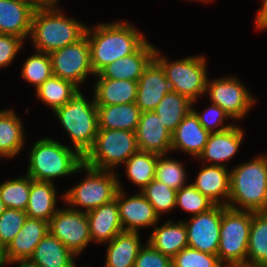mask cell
<instances>
[{
  "mask_svg": "<svg viewBox=\"0 0 267 267\" xmlns=\"http://www.w3.org/2000/svg\"><path fill=\"white\" fill-rule=\"evenodd\" d=\"M177 220L167 218V221L158 222L147 236V241L157 251L171 258L188 247L186 226L183 220Z\"/></svg>",
  "mask_w": 267,
  "mask_h": 267,
  "instance_id": "26",
  "label": "cell"
},
{
  "mask_svg": "<svg viewBox=\"0 0 267 267\" xmlns=\"http://www.w3.org/2000/svg\"><path fill=\"white\" fill-rule=\"evenodd\" d=\"M92 92L96 105L128 104L136 101L138 81L93 79Z\"/></svg>",
  "mask_w": 267,
  "mask_h": 267,
  "instance_id": "29",
  "label": "cell"
},
{
  "mask_svg": "<svg viewBox=\"0 0 267 267\" xmlns=\"http://www.w3.org/2000/svg\"><path fill=\"white\" fill-rule=\"evenodd\" d=\"M238 74L207 79L205 100L220 106L235 122H242L257 105V97L248 89Z\"/></svg>",
  "mask_w": 267,
  "mask_h": 267,
  "instance_id": "10",
  "label": "cell"
},
{
  "mask_svg": "<svg viewBox=\"0 0 267 267\" xmlns=\"http://www.w3.org/2000/svg\"><path fill=\"white\" fill-rule=\"evenodd\" d=\"M83 91L84 89H78L69 102L52 113L58 121L56 123L60 124V129L64 130L62 132L69 138V146L82 157L94 145L99 129L94 94L91 92L92 96L89 98L85 94L86 91Z\"/></svg>",
  "mask_w": 267,
  "mask_h": 267,
  "instance_id": "4",
  "label": "cell"
},
{
  "mask_svg": "<svg viewBox=\"0 0 267 267\" xmlns=\"http://www.w3.org/2000/svg\"><path fill=\"white\" fill-rule=\"evenodd\" d=\"M7 207L4 205L3 201L0 199V215L4 213Z\"/></svg>",
  "mask_w": 267,
  "mask_h": 267,
  "instance_id": "50",
  "label": "cell"
},
{
  "mask_svg": "<svg viewBox=\"0 0 267 267\" xmlns=\"http://www.w3.org/2000/svg\"><path fill=\"white\" fill-rule=\"evenodd\" d=\"M4 255H5V248L0 242V265L4 266Z\"/></svg>",
  "mask_w": 267,
  "mask_h": 267,
  "instance_id": "47",
  "label": "cell"
},
{
  "mask_svg": "<svg viewBox=\"0 0 267 267\" xmlns=\"http://www.w3.org/2000/svg\"><path fill=\"white\" fill-rule=\"evenodd\" d=\"M172 155L158 156L154 179L178 191L190 182V177L184 161L171 157Z\"/></svg>",
  "mask_w": 267,
  "mask_h": 267,
  "instance_id": "35",
  "label": "cell"
},
{
  "mask_svg": "<svg viewBox=\"0 0 267 267\" xmlns=\"http://www.w3.org/2000/svg\"><path fill=\"white\" fill-rule=\"evenodd\" d=\"M30 193V177L25 173L0 181V199L10 209L26 211Z\"/></svg>",
  "mask_w": 267,
  "mask_h": 267,
  "instance_id": "36",
  "label": "cell"
},
{
  "mask_svg": "<svg viewBox=\"0 0 267 267\" xmlns=\"http://www.w3.org/2000/svg\"><path fill=\"white\" fill-rule=\"evenodd\" d=\"M49 55L53 75L72 82L79 89H83L88 83L87 80L95 76L86 33L71 45L55 50Z\"/></svg>",
  "mask_w": 267,
  "mask_h": 267,
  "instance_id": "11",
  "label": "cell"
},
{
  "mask_svg": "<svg viewBox=\"0 0 267 267\" xmlns=\"http://www.w3.org/2000/svg\"><path fill=\"white\" fill-rule=\"evenodd\" d=\"M89 221L92 244L102 245L124 232L119 218L117 201L101 205L86 213Z\"/></svg>",
  "mask_w": 267,
  "mask_h": 267,
  "instance_id": "25",
  "label": "cell"
},
{
  "mask_svg": "<svg viewBox=\"0 0 267 267\" xmlns=\"http://www.w3.org/2000/svg\"><path fill=\"white\" fill-rule=\"evenodd\" d=\"M35 10L21 0H0V34L14 35L28 42Z\"/></svg>",
  "mask_w": 267,
  "mask_h": 267,
  "instance_id": "24",
  "label": "cell"
},
{
  "mask_svg": "<svg viewBox=\"0 0 267 267\" xmlns=\"http://www.w3.org/2000/svg\"><path fill=\"white\" fill-rule=\"evenodd\" d=\"M260 6L254 15L255 30L259 32L267 31V0H259Z\"/></svg>",
  "mask_w": 267,
  "mask_h": 267,
  "instance_id": "45",
  "label": "cell"
},
{
  "mask_svg": "<svg viewBox=\"0 0 267 267\" xmlns=\"http://www.w3.org/2000/svg\"><path fill=\"white\" fill-rule=\"evenodd\" d=\"M56 186L57 184L52 182L30 178L29 201L26 208L28 218L50 221L60 208L58 202L64 203V192H58Z\"/></svg>",
  "mask_w": 267,
  "mask_h": 267,
  "instance_id": "23",
  "label": "cell"
},
{
  "mask_svg": "<svg viewBox=\"0 0 267 267\" xmlns=\"http://www.w3.org/2000/svg\"><path fill=\"white\" fill-rule=\"evenodd\" d=\"M159 154L138 150L121 167L125 177L141 192L155 177Z\"/></svg>",
  "mask_w": 267,
  "mask_h": 267,
  "instance_id": "31",
  "label": "cell"
},
{
  "mask_svg": "<svg viewBox=\"0 0 267 267\" xmlns=\"http://www.w3.org/2000/svg\"><path fill=\"white\" fill-rule=\"evenodd\" d=\"M49 232V222L40 219L28 218L21 230L5 249L4 267H16L18 264L28 261L37 244Z\"/></svg>",
  "mask_w": 267,
  "mask_h": 267,
  "instance_id": "16",
  "label": "cell"
},
{
  "mask_svg": "<svg viewBox=\"0 0 267 267\" xmlns=\"http://www.w3.org/2000/svg\"><path fill=\"white\" fill-rule=\"evenodd\" d=\"M192 109V101L177 92H168L155 108V113L173 134L177 126Z\"/></svg>",
  "mask_w": 267,
  "mask_h": 267,
  "instance_id": "34",
  "label": "cell"
},
{
  "mask_svg": "<svg viewBox=\"0 0 267 267\" xmlns=\"http://www.w3.org/2000/svg\"><path fill=\"white\" fill-rule=\"evenodd\" d=\"M33 54L22 62L21 76L24 82L32 85L36 90L44 81L53 75L50 55L33 50Z\"/></svg>",
  "mask_w": 267,
  "mask_h": 267,
  "instance_id": "37",
  "label": "cell"
},
{
  "mask_svg": "<svg viewBox=\"0 0 267 267\" xmlns=\"http://www.w3.org/2000/svg\"><path fill=\"white\" fill-rule=\"evenodd\" d=\"M31 4L34 8H46L54 5L58 0H21Z\"/></svg>",
  "mask_w": 267,
  "mask_h": 267,
  "instance_id": "46",
  "label": "cell"
},
{
  "mask_svg": "<svg viewBox=\"0 0 267 267\" xmlns=\"http://www.w3.org/2000/svg\"><path fill=\"white\" fill-rule=\"evenodd\" d=\"M252 211L235 210L222 205L219 261L225 267H247V249Z\"/></svg>",
  "mask_w": 267,
  "mask_h": 267,
  "instance_id": "8",
  "label": "cell"
},
{
  "mask_svg": "<svg viewBox=\"0 0 267 267\" xmlns=\"http://www.w3.org/2000/svg\"><path fill=\"white\" fill-rule=\"evenodd\" d=\"M260 212L267 216V201L264 208Z\"/></svg>",
  "mask_w": 267,
  "mask_h": 267,
  "instance_id": "51",
  "label": "cell"
},
{
  "mask_svg": "<svg viewBox=\"0 0 267 267\" xmlns=\"http://www.w3.org/2000/svg\"><path fill=\"white\" fill-rule=\"evenodd\" d=\"M171 91L164 69L153 59L138 80L135 104L141 112L154 111L161 99Z\"/></svg>",
  "mask_w": 267,
  "mask_h": 267,
  "instance_id": "18",
  "label": "cell"
},
{
  "mask_svg": "<svg viewBox=\"0 0 267 267\" xmlns=\"http://www.w3.org/2000/svg\"><path fill=\"white\" fill-rule=\"evenodd\" d=\"M76 173L85 175L69 190L63 191V205L87 213L115 199L119 190L115 171L95 169L83 162Z\"/></svg>",
  "mask_w": 267,
  "mask_h": 267,
  "instance_id": "6",
  "label": "cell"
},
{
  "mask_svg": "<svg viewBox=\"0 0 267 267\" xmlns=\"http://www.w3.org/2000/svg\"><path fill=\"white\" fill-rule=\"evenodd\" d=\"M78 89L72 82L52 75L35 90V98L53 113L69 102Z\"/></svg>",
  "mask_w": 267,
  "mask_h": 267,
  "instance_id": "33",
  "label": "cell"
},
{
  "mask_svg": "<svg viewBox=\"0 0 267 267\" xmlns=\"http://www.w3.org/2000/svg\"><path fill=\"white\" fill-rule=\"evenodd\" d=\"M116 173L119 190L115 200L118 204L119 218L123 230L125 232L141 233L144 230L153 228L162 218L159 217L152 204L141 192L137 191L132 195L127 192L124 188L125 184L122 182V176L124 175L119 172Z\"/></svg>",
  "mask_w": 267,
  "mask_h": 267,
  "instance_id": "13",
  "label": "cell"
},
{
  "mask_svg": "<svg viewBox=\"0 0 267 267\" xmlns=\"http://www.w3.org/2000/svg\"><path fill=\"white\" fill-rule=\"evenodd\" d=\"M27 219L26 211L7 208L0 215V242L6 249Z\"/></svg>",
  "mask_w": 267,
  "mask_h": 267,
  "instance_id": "42",
  "label": "cell"
},
{
  "mask_svg": "<svg viewBox=\"0 0 267 267\" xmlns=\"http://www.w3.org/2000/svg\"><path fill=\"white\" fill-rule=\"evenodd\" d=\"M245 133L246 129H243L240 123H236L225 131L210 133L205 148L196 159V163L231 168L228 165L237 156L241 145L244 144Z\"/></svg>",
  "mask_w": 267,
  "mask_h": 267,
  "instance_id": "15",
  "label": "cell"
},
{
  "mask_svg": "<svg viewBox=\"0 0 267 267\" xmlns=\"http://www.w3.org/2000/svg\"><path fill=\"white\" fill-rule=\"evenodd\" d=\"M98 122L101 129H117L135 132L140 121L141 110L134 103L97 105Z\"/></svg>",
  "mask_w": 267,
  "mask_h": 267,
  "instance_id": "30",
  "label": "cell"
},
{
  "mask_svg": "<svg viewBox=\"0 0 267 267\" xmlns=\"http://www.w3.org/2000/svg\"><path fill=\"white\" fill-rule=\"evenodd\" d=\"M57 139L46 135L33 142L27 150L26 175L36 181L52 183L77 175L76 169L83 163V157L69 144Z\"/></svg>",
  "mask_w": 267,
  "mask_h": 267,
  "instance_id": "3",
  "label": "cell"
},
{
  "mask_svg": "<svg viewBox=\"0 0 267 267\" xmlns=\"http://www.w3.org/2000/svg\"><path fill=\"white\" fill-rule=\"evenodd\" d=\"M247 267H267V216L253 212L247 249Z\"/></svg>",
  "mask_w": 267,
  "mask_h": 267,
  "instance_id": "32",
  "label": "cell"
},
{
  "mask_svg": "<svg viewBox=\"0 0 267 267\" xmlns=\"http://www.w3.org/2000/svg\"><path fill=\"white\" fill-rule=\"evenodd\" d=\"M59 2L35 10L28 38L33 50L50 54L71 45L85 34L88 23L67 15Z\"/></svg>",
  "mask_w": 267,
  "mask_h": 267,
  "instance_id": "2",
  "label": "cell"
},
{
  "mask_svg": "<svg viewBox=\"0 0 267 267\" xmlns=\"http://www.w3.org/2000/svg\"><path fill=\"white\" fill-rule=\"evenodd\" d=\"M154 59L164 69L172 91L187 97L195 105H198L200 98L204 99L209 77L206 54H193L171 61L157 47Z\"/></svg>",
  "mask_w": 267,
  "mask_h": 267,
  "instance_id": "7",
  "label": "cell"
},
{
  "mask_svg": "<svg viewBox=\"0 0 267 267\" xmlns=\"http://www.w3.org/2000/svg\"><path fill=\"white\" fill-rule=\"evenodd\" d=\"M215 204L197 190L190 182L176 192L175 210L188 213V217L209 211Z\"/></svg>",
  "mask_w": 267,
  "mask_h": 267,
  "instance_id": "39",
  "label": "cell"
},
{
  "mask_svg": "<svg viewBox=\"0 0 267 267\" xmlns=\"http://www.w3.org/2000/svg\"><path fill=\"white\" fill-rule=\"evenodd\" d=\"M266 201L267 158L265 154L258 153L252 159L231 166L227 207L260 212Z\"/></svg>",
  "mask_w": 267,
  "mask_h": 267,
  "instance_id": "5",
  "label": "cell"
},
{
  "mask_svg": "<svg viewBox=\"0 0 267 267\" xmlns=\"http://www.w3.org/2000/svg\"><path fill=\"white\" fill-rule=\"evenodd\" d=\"M139 232H121L111 241L103 244L106 248L103 267H134L142 242Z\"/></svg>",
  "mask_w": 267,
  "mask_h": 267,
  "instance_id": "27",
  "label": "cell"
},
{
  "mask_svg": "<svg viewBox=\"0 0 267 267\" xmlns=\"http://www.w3.org/2000/svg\"><path fill=\"white\" fill-rule=\"evenodd\" d=\"M135 134L140 151L159 155L171 154L172 134L155 111L141 113Z\"/></svg>",
  "mask_w": 267,
  "mask_h": 267,
  "instance_id": "19",
  "label": "cell"
},
{
  "mask_svg": "<svg viewBox=\"0 0 267 267\" xmlns=\"http://www.w3.org/2000/svg\"><path fill=\"white\" fill-rule=\"evenodd\" d=\"M172 267H225L218 255L186 247L172 258Z\"/></svg>",
  "mask_w": 267,
  "mask_h": 267,
  "instance_id": "41",
  "label": "cell"
},
{
  "mask_svg": "<svg viewBox=\"0 0 267 267\" xmlns=\"http://www.w3.org/2000/svg\"><path fill=\"white\" fill-rule=\"evenodd\" d=\"M77 256L48 232L37 244L28 262L38 267H79Z\"/></svg>",
  "mask_w": 267,
  "mask_h": 267,
  "instance_id": "28",
  "label": "cell"
},
{
  "mask_svg": "<svg viewBox=\"0 0 267 267\" xmlns=\"http://www.w3.org/2000/svg\"><path fill=\"white\" fill-rule=\"evenodd\" d=\"M25 43L17 36L0 34V70L10 67L17 61L16 57L25 50Z\"/></svg>",
  "mask_w": 267,
  "mask_h": 267,
  "instance_id": "43",
  "label": "cell"
},
{
  "mask_svg": "<svg viewBox=\"0 0 267 267\" xmlns=\"http://www.w3.org/2000/svg\"><path fill=\"white\" fill-rule=\"evenodd\" d=\"M208 105L200 112L195 108V104H192V110L197 115L199 123L209 133L225 131L236 124L220 106L211 102Z\"/></svg>",
  "mask_w": 267,
  "mask_h": 267,
  "instance_id": "40",
  "label": "cell"
},
{
  "mask_svg": "<svg viewBox=\"0 0 267 267\" xmlns=\"http://www.w3.org/2000/svg\"><path fill=\"white\" fill-rule=\"evenodd\" d=\"M209 134L191 109L172 134L171 153L182 152L195 161L205 148Z\"/></svg>",
  "mask_w": 267,
  "mask_h": 267,
  "instance_id": "20",
  "label": "cell"
},
{
  "mask_svg": "<svg viewBox=\"0 0 267 267\" xmlns=\"http://www.w3.org/2000/svg\"><path fill=\"white\" fill-rule=\"evenodd\" d=\"M176 190L153 179L141 193L152 204L159 217L173 213L176 206Z\"/></svg>",
  "mask_w": 267,
  "mask_h": 267,
  "instance_id": "38",
  "label": "cell"
},
{
  "mask_svg": "<svg viewBox=\"0 0 267 267\" xmlns=\"http://www.w3.org/2000/svg\"><path fill=\"white\" fill-rule=\"evenodd\" d=\"M133 23L117 19L87 24L85 33L95 75L114 61L136 52L148 40L146 34Z\"/></svg>",
  "mask_w": 267,
  "mask_h": 267,
  "instance_id": "1",
  "label": "cell"
},
{
  "mask_svg": "<svg viewBox=\"0 0 267 267\" xmlns=\"http://www.w3.org/2000/svg\"><path fill=\"white\" fill-rule=\"evenodd\" d=\"M16 267H38V266L31 264L28 261H24V262L18 264Z\"/></svg>",
  "mask_w": 267,
  "mask_h": 267,
  "instance_id": "49",
  "label": "cell"
},
{
  "mask_svg": "<svg viewBox=\"0 0 267 267\" xmlns=\"http://www.w3.org/2000/svg\"><path fill=\"white\" fill-rule=\"evenodd\" d=\"M138 150L135 132L99 128L94 145L83 157V162L95 169L120 172L119 167Z\"/></svg>",
  "mask_w": 267,
  "mask_h": 267,
  "instance_id": "9",
  "label": "cell"
},
{
  "mask_svg": "<svg viewBox=\"0 0 267 267\" xmlns=\"http://www.w3.org/2000/svg\"><path fill=\"white\" fill-rule=\"evenodd\" d=\"M25 121L12 107L0 110V156L4 160L18 158L25 152L28 141L25 133ZM27 139V140H26Z\"/></svg>",
  "mask_w": 267,
  "mask_h": 267,
  "instance_id": "22",
  "label": "cell"
},
{
  "mask_svg": "<svg viewBox=\"0 0 267 267\" xmlns=\"http://www.w3.org/2000/svg\"><path fill=\"white\" fill-rule=\"evenodd\" d=\"M134 267H172V258L157 251L145 240L136 257Z\"/></svg>",
  "mask_w": 267,
  "mask_h": 267,
  "instance_id": "44",
  "label": "cell"
},
{
  "mask_svg": "<svg viewBox=\"0 0 267 267\" xmlns=\"http://www.w3.org/2000/svg\"><path fill=\"white\" fill-rule=\"evenodd\" d=\"M65 206L50 219L49 232L79 258L92 244L89 221L85 212Z\"/></svg>",
  "mask_w": 267,
  "mask_h": 267,
  "instance_id": "12",
  "label": "cell"
},
{
  "mask_svg": "<svg viewBox=\"0 0 267 267\" xmlns=\"http://www.w3.org/2000/svg\"><path fill=\"white\" fill-rule=\"evenodd\" d=\"M185 1H188V3H189V2H193V3H195V2H196V3L199 2V5L202 4V3H203L204 5H206V4L208 5V4L212 3V2H213V3L215 2V0H185Z\"/></svg>",
  "mask_w": 267,
  "mask_h": 267,
  "instance_id": "48",
  "label": "cell"
},
{
  "mask_svg": "<svg viewBox=\"0 0 267 267\" xmlns=\"http://www.w3.org/2000/svg\"><path fill=\"white\" fill-rule=\"evenodd\" d=\"M180 220H183L186 226L188 247L217 255L222 205H215L207 212Z\"/></svg>",
  "mask_w": 267,
  "mask_h": 267,
  "instance_id": "14",
  "label": "cell"
},
{
  "mask_svg": "<svg viewBox=\"0 0 267 267\" xmlns=\"http://www.w3.org/2000/svg\"><path fill=\"white\" fill-rule=\"evenodd\" d=\"M89 266L91 267V265H89V264H86V265L83 264V265H82V267H89Z\"/></svg>",
  "mask_w": 267,
  "mask_h": 267,
  "instance_id": "52",
  "label": "cell"
},
{
  "mask_svg": "<svg viewBox=\"0 0 267 267\" xmlns=\"http://www.w3.org/2000/svg\"><path fill=\"white\" fill-rule=\"evenodd\" d=\"M156 48L148 39L136 52L104 67L94 79L138 81L144 69L154 59Z\"/></svg>",
  "mask_w": 267,
  "mask_h": 267,
  "instance_id": "17",
  "label": "cell"
},
{
  "mask_svg": "<svg viewBox=\"0 0 267 267\" xmlns=\"http://www.w3.org/2000/svg\"><path fill=\"white\" fill-rule=\"evenodd\" d=\"M199 171L190 182L215 205L227 206L230 193V168L198 163Z\"/></svg>",
  "mask_w": 267,
  "mask_h": 267,
  "instance_id": "21",
  "label": "cell"
}]
</instances>
